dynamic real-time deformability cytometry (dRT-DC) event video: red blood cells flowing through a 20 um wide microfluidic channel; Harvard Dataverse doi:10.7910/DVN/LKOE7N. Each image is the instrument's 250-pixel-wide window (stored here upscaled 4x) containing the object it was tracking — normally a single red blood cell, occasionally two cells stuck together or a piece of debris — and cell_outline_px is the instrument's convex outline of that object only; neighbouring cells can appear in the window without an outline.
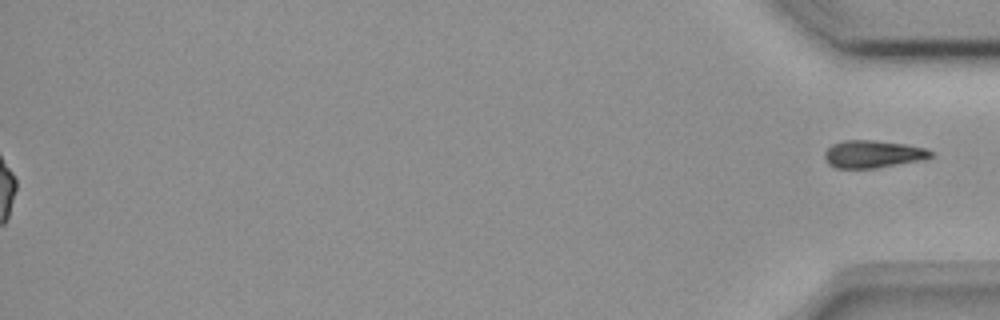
{"species": "common noctule bat (a hibernating species)", "species_latin": "Nyctalus noctula", "temperature_condition": "room temperature", "stored_images_in_passage": 55, "segment_of_instrument_passage": [2, 2], "camera_frame_rate_fps": 3000, "um_per_image_px": 0.085, "animal": {"sex": "female", "body_mass_g": 18.4}, "frame": {"image": 1, "passage_image": 55, "time_ms": 18.0, "image_size_px": [1000, 320], "cell_outline_px": [[936, 156], [924, 160], [876, 168], [836, 168], [828, 164], [824, 156], [824, 152], [832, 144], [844, 140], [872, 140], [904, 144], [924, 148], [936, 152]], "centroid_in_image_um": [74.24, 13.1], "position_along_channel_um": 361.0, "area_um2": 17.22}}